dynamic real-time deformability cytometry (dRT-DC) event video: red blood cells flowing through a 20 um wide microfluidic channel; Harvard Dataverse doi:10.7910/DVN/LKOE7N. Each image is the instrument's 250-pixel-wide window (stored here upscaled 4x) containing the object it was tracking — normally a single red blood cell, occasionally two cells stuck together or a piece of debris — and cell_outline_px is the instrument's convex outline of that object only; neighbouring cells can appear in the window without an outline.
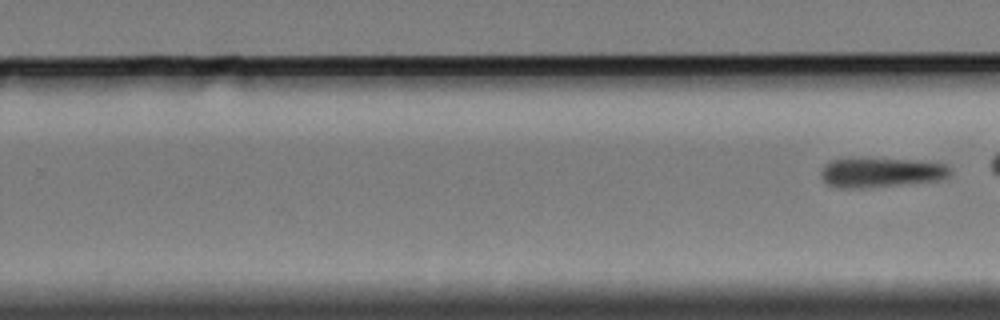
{"species": "Egyptian fruit bat (a non-hibernating species)", "species_latin": "Rousettus aegyptiacus", "temperature_condition": "cold", "stored_images_in_passage": 12, "camera_frame_rate_fps": 3000, "um_per_image_px": 0.085, "animal": {"sex": "female"}, "frame": {"image": 1, "passage_image": 12, "time_ms": 14.667, "image_size_px": [1000, 320], "cell_outline_px": [[952, 172], [948, 176], [940, 180], [860, 188], [840, 188], [828, 184], [820, 176], [820, 172], [824, 164], [828, 160], [852, 156], [864, 156], [924, 160], [944, 164], [952, 168]], "centroid_in_image_um": [74.84, 14.59], "position_along_channel_um": 255.0, "area_um2": 23.41}}